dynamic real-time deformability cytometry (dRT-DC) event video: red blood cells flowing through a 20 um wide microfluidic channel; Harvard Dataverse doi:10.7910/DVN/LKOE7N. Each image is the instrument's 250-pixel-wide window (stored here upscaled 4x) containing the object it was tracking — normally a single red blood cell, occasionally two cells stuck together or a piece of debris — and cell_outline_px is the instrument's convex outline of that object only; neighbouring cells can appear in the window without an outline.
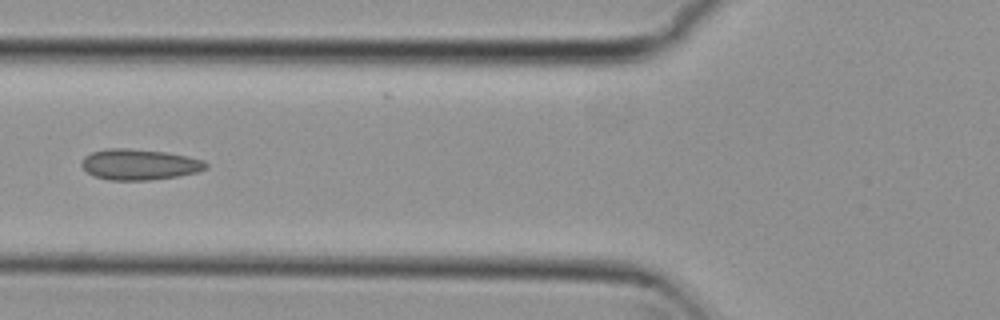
{"species": "common noctule bat (a hibernating species)", "species_latin": "Nyctalus noctula", "temperature_condition": "cold", "stored_images_in_passage": 6, "camera_frame_rate_fps": 3000, "um_per_image_px": 0.085, "animal": {"sex": "female", "body_mass_g": 29.2, "forearm_length_mm": 56.3}, "frame": {"image": 1, "passage_image": 4, "time_ms": 1.0, "image_size_px": [1000, 320], "cell_outline_px": [[208, 168], [196, 172], [176, 176], [148, 180], [108, 180], [92, 176], [80, 164], [84, 156], [92, 152], [108, 148], [128, 148], [164, 152], [188, 156], [204, 160], [208, 164]], "centroid_in_image_um": [11.83, 13.98], "position_along_channel_um": 114.0, "area_um2": 22.31}}
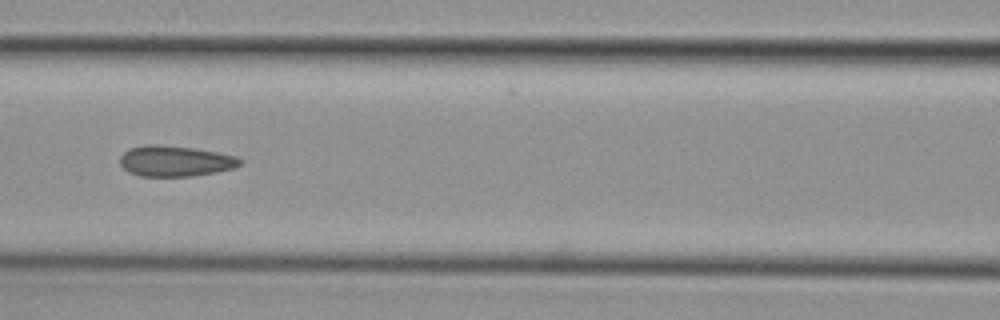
{"frame": {"image": 2, "passage_image": 5, "time_ms": 1.333, "image_size_px": [1000, 320], "cell_outline_px": [[244, 160], [236, 168], [216, 172], [192, 176], [140, 176], [128, 172], [120, 164], [120, 156], [128, 148], [144, 144], [160, 144], [196, 148], [236, 156]], "centroid_in_image_um": [14.89, 13.68], "position_along_channel_um": 151.7, "area_um2": 21.79}}
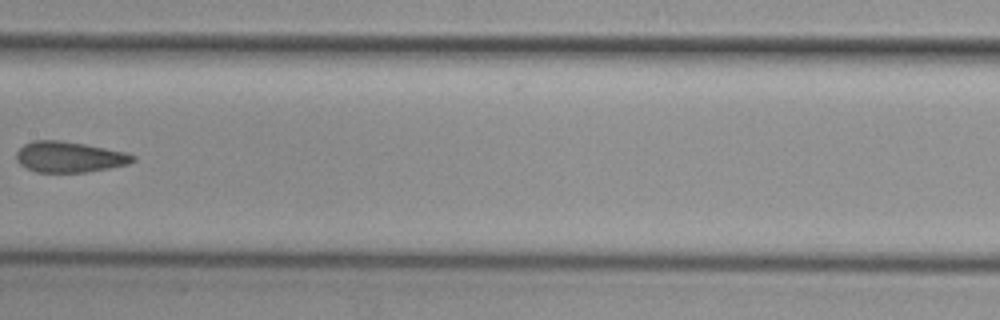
{"frame": {"image": 3, "passage_image": 6, "time_ms": 1.667, "image_size_px": [1000, 320], "cell_outline_px": [[136, 160], [128, 164], [108, 168], [84, 172], [36, 172], [20, 164], [16, 160], [16, 152], [24, 144], [32, 140], [60, 140], [84, 144], [128, 152], [136, 156]], "centroid_in_image_um": [5.9, 13.33], "position_along_channel_um": 201.5, "area_um2": 20.92}}